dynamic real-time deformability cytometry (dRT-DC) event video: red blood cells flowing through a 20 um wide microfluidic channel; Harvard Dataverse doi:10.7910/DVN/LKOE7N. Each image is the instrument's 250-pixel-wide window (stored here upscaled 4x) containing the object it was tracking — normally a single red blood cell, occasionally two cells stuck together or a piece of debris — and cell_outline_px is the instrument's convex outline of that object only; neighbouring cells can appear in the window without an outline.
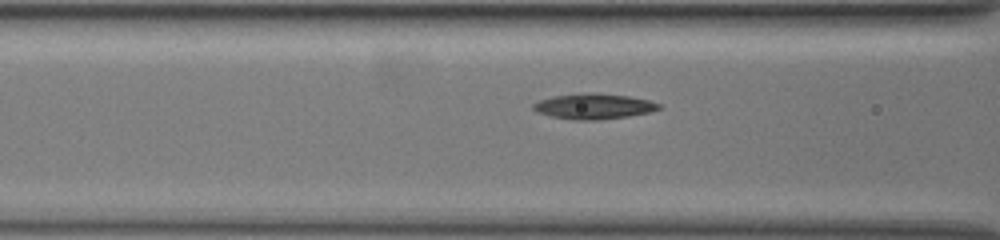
{"species": "common noctule bat (a hibernating species)", "species_latin": "Nyctalus noctula", "temperature_condition": "warm", "stored_images_in_passage": 18, "camera_frame_rate_fps": 3000, "um_per_image_px": 0.085, "animal": {"sex": "female", "body_mass_g": 19.5, "forearm_length_mm": 54.1}, "frame": {"image": 1, "passage_image": 16, "time_ms": 5.0, "image_size_px": [1000, 240], "cell_outline_px": [[660, 108], [648, 112], [628, 116], [600, 120], [572, 120], [552, 116], [536, 112], [532, 108], [532, 104], [540, 100], [552, 96], [580, 92], [600, 92], [628, 96], [648, 100], [660, 104]], "centroid_in_image_um": [50.42, 9.02], "position_along_channel_um": 116.2, "area_um2": 18.84}}